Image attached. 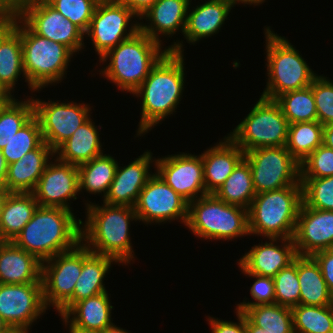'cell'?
I'll list each match as a JSON object with an SVG mask.
<instances>
[{
  "label": "cell",
  "instance_id": "cell-1",
  "mask_svg": "<svg viewBox=\"0 0 333 333\" xmlns=\"http://www.w3.org/2000/svg\"><path fill=\"white\" fill-rule=\"evenodd\" d=\"M183 42L165 47L168 52L151 69L143 83L132 93L142 99L137 136L176 112L184 91L185 67ZM145 133V134H144Z\"/></svg>",
  "mask_w": 333,
  "mask_h": 333
},
{
  "label": "cell",
  "instance_id": "cell-2",
  "mask_svg": "<svg viewBox=\"0 0 333 333\" xmlns=\"http://www.w3.org/2000/svg\"><path fill=\"white\" fill-rule=\"evenodd\" d=\"M86 221L81 220V242L94 254L108 256L123 265L134 261L130 222L138 221L134 207L102 206L87 202Z\"/></svg>",
  "mask_w": 333,
  "mask_h": 333
},
{
  "label": "cell",
  "instance_id": "cell-3",
  "mask_svg": "<svg viewBox=\"0 0 333 333\" xmlns=\"http://www.w3.org/2000/svg\"><path fill=\"white\" fill-rule=\"evenodd\" d=\"M81 219L68 209L38 206L12 241L41 262L73 249L81 242Z\"/></svg>",
  "mask_w": 333,
  "mask_h": 333
},
{
  "label": "cell",
  "instance_id": "cell-4",
  "mask_svg": "<svg viewBox=\"0 0 333 333\" xmlns=\"http://www.w3.org/2000/svg\"><path fill=\"white\" fill-rule=\"evenodd\" d=\"M161 44L154 41L140 30L109 50L100 58L107 62L99 74L112 81L121 91L133 93L146 79L151 69L168 52Z\"/></svg>",
  "mask_w": 333,
  "mask_h": 333
},
{
  "label": "cell",
  "instance_id": "cell-5",
  "mask_svg": "<svg viewBox=\"0 0 333 333\" xmlns=\"http://www.w3.org/2000/svg\"><path fill=\"white\" fill-rule=\"evenodd\" d=\"M15 29L21 35L23 68L29 89L35 92L60 83L74 53L61 43L35 34L17 13Z\"/></svg>",
  "mask_w": 333,
  "mask_h": 333
},
{
  "label": "cell",
  "instance_id": "cell-6",
  "mask_svg": "<svg viewBox=\"0 0 333 333\" xmlns=\"http://www.w3.org/2000/svg\"><path fill=\"white\" fill-rule=\"evenodd\" d=\"M302 204V186L256 194L248 209L249 233L265 238H293Z\"/></svg>",
  "mask_w": 333,
  "mask_h": 333
},
{
  "label": "cell",
  "instance_id": "cell-7",
  "mask_svg": "<svg viewBox=\"0 0 333 333\" xmlns=\"http://www.w3.org/2000/svg\"><path fill=\"white\" fill-rule=\"evenodd\" d=\"M266 38L267 84L262 97L275 100L283 93L311 86L318 76L308 66L299 51L283 36L264 29Z\"/></svg>",
  "mask_w": 333,
  "mask_h": 333
},
{
  "label": "cell",
  "instance_id": "cell-8",
  "mask_svg": "<svg viewBox=\"0 0 333 333\" xmlns=\"http://www.w3.org/2000/svg\"><path fill=\"white\" fill-rule=\"evenodd\" d=\"M191 232L203 240H231L250 235L248 209L206 194L188 203L186 222Z\"/></svg>",
  "mask_w": 333,
  "mask_h": 333
},
{
  "label": "cell",
  "instance_id": "cell-9",
  "mask_svg": "<svg viewBox=\"0 0 333 333\" xmlns=\"http://www.w3.org/2000/svg\"><path fill=\"white\" fill-rule=\"evenodd\" d=\"M289 122L280 105L260 96L251 111L228 136L244 151L286 146Z\"/></svg>",
  "mask_w": 333,
  "mask_h": 333
},
{
  "label": "cell",
  "instance_id": "cell-10",
  "mask_svg": "<svg viewBox=\"0 0 333 333\" xmlns=\"http://www.w3.org/2000/svg\"><path fill=\"white\" fill-rule=\"evenodd\" d=\"M256 194L301 185L300 164L285 146L255 148L245 152Z\"/></svg>",
  "mask_w": 333,
  "mask_h": 333
},
{
  "label": "cell",
  "instance_id": "cell-11",
  "mask_svg": "<svg viewBox=\"0 0 333 333\" xmlns=\"http://www.w3.org/2000/svg\"><path fill=\"white\" fill-rule=\"evenodd\" d=\"M136 17L129 8L117 0L98 2L85 37H90L93 41L99 60L109 50L140 30V23L137 20H133L135 23L129 25L132 18Z\"/></svg>",
  "mask_w": 333,
  "mask_h": 333
},
{
  "label": "cell",
  "instance_id": "cell-12",
  "mask_svg": "<svg viewBox=\"0 0 333 333\" xmlns=\"http://www.w3.org/2000/svg\"><path fill=\"white\" fill-rule=\"evenodd\" d=\"M16 13L35 34L61 43L73 53L84 49L85 33L46 0L27 2Z\"/></svg>",
  "mask_w": 333,
  "mask_h": 333
},
{
  "label": "cell",
  "instance_id": "cell-13",
  "mask_svg": "<svg viewBox=\"0 0 333 333\" xmlns=\"http://www.w3.org/2000/svg\"><path fill=\"white\" fill-rule=\"evenodd\" d=\"M82 270V242L42 262L43 301L59 310L72 296Z\"/></svg>",
  "mask_w": 333,
  "mask_h": 333
},
{
  "label": "cell",
  "instance_id": "cell-14",
  "mask_svg": "<svg viewBox=\"0 0 333 333\" xmlns=\"http://www.w3.org/2000/svg\"><path fill=\"white\" fill-rule=\"evenodd\" d=\"M134 210L139 222L160 225L179 219L186 225L188 202L154 172L141 190Z\"/></svg>",
  "mask_w": 333,
  "mask_h": 333
},
{
  "label": "cell",
  "instance_id": "cell-15",
  "mask_svg": "<svg viewBox=\"0 0 333 333\" xmlns=\"http://www.w3.org/2000/svg\"><path fill=\"white\" fill-rule=\"evenodd\" d=\"M32 100L34 115L39 120L43 140L54 151L91 116V106L85 103L46 102L37 98Z\"/></svg>",
  "mask_w": 333,
  "mask_h": 333
},
{
  "label": "cell",
  "instance_id": "cell-16",
  "mask_svg": "<svg viewBox=\"0 0 333 333\" xmlns=\"http://www.w3.org/2000/svg\"><path fill=\"white\" fill-rule=\"evenodd\" d=\"M46 310L42 283H0V316L11 329L29 333L33 322Z\"/></svg>",
  "mask_w": 333,
  "mask_h": 333
},
{
  "label": "cell",
  "instance_id": "cell-17",
  "mask_svg": "<svg viewBox=\"0 0 333 333\" xmlns=\"http://www.w3.org/2000/svg\"><path fill=\"white\" fill-rule=\"evenodd\" d=\"M154 165L156 173L188 203L207 194L201 154L180 152L155 159Z\"/></svg>",
  "mask_w": 333,
  "mask_h": 333
},
{
  "label": "cell",
  "instance_id": "cell-18",
  "mask_svg": "<svg viewBox=\"0 0 333 333\" xmlns=\"http://www.w3.org/2000/svg\"><path fill=\"white\" fill-rule=\"evenodd\" d=\"M49 162L32 192L38 206L57 207L72 211L70 199H77L79 191L78 166L53 159Z\"/></svg>",
  "mask_w": 333,
  "mask_h": 333
},
{
  "label": "cell",
  "instance_id": "cell-19",
  "mask_svg": "<svg viewBox=\"0 0 333 333\" xmlns=\"http://www.w3.org/2000/svg\"><path fill=\"white\" fill-rule=\"evenodd\" d=\"M293 241L297 255L333 248V211L318 210L301 204Z\"/></svg>",
  "mask_w": 333,
  "mask_h": 333
},
{
  "label": "cell",
  "instance_id": "cell-20",
  "mask_svg": "<svg viewBox=\"0 0 333 333\" xmlns=\"http://www.w3.org/2000/svg\"><path fill=\"white\" fill-rule=\"evenodd\" d=\"M150 151H145L138 158L124 167L117 166L114 179L103 202L109 205L134 207L141 190L153 175L150 166L154 162Z\"/></svg>",
  "mask_w": 333,
  "mask_h": 333
},
{
  "label": "cell",
  "instance_id": "cell-21",
  "mask_svg": "<svg viewBox=\"0 0 333 333\" xmlns=\"http://www.w3.org/2000/svg\"><path fill=\"white\" fill-rule=\"evenodd\" d=\"M278 240L283 245H279ZM269 241L254 245L237 265L248 273L274 277L293 262L297 256L293 238H269Z\"/></svg>",
  "mask_w": 333,
  "mask_h": 333
},
{
  "label": "cell",
  "instance_id": "cell-22",
  "mask_svg": "<svg viewBox=\"0 0 333 333\" xmlns=\"http://www.w3.org/2000/svg\"><path fill=\"white\" fill-rule=\"evenodd\" d=\"M189 5V0H157L138 19L149 21L147 25L140 21V31L159 44H162L159 35L170 37L178 30L184 34Z\"/></svg>",
  "mask_w": 333,
  "mask_h": 333
},
{
  "label": "cell",
  "instance_id": "cell-23",
  "mask_svg": "<svg viewBox=\"0 0 333 333\" xmlns=\"http://www.w3.org/2000/svg\"><path fill=\"white\" fill-rule=\"evenodd\" d=\"M53 157H55L54 150L44 141L18 161L7 165L3 189L6 192L32 193Z\"/></svg>",
  "mask_w": 333,
  "mask_h": 333
},
{
  "label": "cell",
  "instance_id": "cell-24",
  "mask_svg": "<svg viewBox=\"0 0 333 333\" xmlns=\"http://www.w3.org/2000/svg\"><path fill=\"white\" fill-rule=\"evenodd\" d=\"M113 262L116 264L117 261L92 253L82 243L81 274L77 279L73 296L58 310L59 316H63L78 301L108 292L103 281Z\"/></svg>",
  "mask_w": 333,
  "mask_h": 333
},
{
  "label": "cell",
  "instance_id": "cell-25",
  "mask_svg": "<svg viewBox=\"0 0 333 333\" xmlns=\"http://www.w3.org/2000/svg\"><path fill=\"white\" fill-rule=\"evenodd\" d=\"M202 153L207 194H214L244 158L245 152L227 135Z\"/></svg>",
  "mask_w": 333,
  "mask_h": 333
},
{
  "label": "cell",
  "instance_id": "cell-26",
  "mask_svg": "<svg viewBox=\"0 0 333 333\" xmlns=\"http://www.w3.org/2000/svg\"><path fill=\"white\" fill-rule=\"evenodd\" d=\"M42 262L12 241H0V283H42Z\"/></svg>",
  "mask_w": 333,
  "mask_h": 333
},
{
  "label": "cell",
  "instance_id": "cell-27",
  "mask_svg": "<svg viewBox=\"0 0 333 333\" xmlns=\"http://www.w3.org/2000/svg\"><path fill=\"white\" fill-rule=\"evenodd\" d=\"M235 4V0H207L193 7L192 11L189 7L183 34L186 41L195 44L203 38L219 33Z\"/></svg>",
  "mask_w": 333,
  "mask_h": 333
},
{
  "label": "cell",
  "instance_id": "cell-28",
  "mask_svg": "<svg viewBox=\"0 0 333 333\" xmlns=\"http://www.w3.org/2000/svg\"><path fill=\"white\" fill-rule=\"evenodd\" d=\"M91 117L83 123L69 139L63 142L55 151V158L74 165L91 161L103 154L98 127Z\"/></svg>",
  "mask_w": 333,
  "mask_h": 333
},
{
  "label": "cell",
  "instance_id": "cell-29",
  "mask_svg": "<svg viewBox=\"0 0 333 333\" xmlns=\"http://www.w3.org/2000/svg\"><path fill=\"white\" fill-rule=\"evenodd\" d=\"M112 309L109 294L103 292L76 302L63 317L74 327L101 332L113 324Z\"/></svg>",
  "mask_w": 333,
  "mask_h": 333
},
{
  "label": "cell",
  "instance_id": "cell-30",
  "mask_svg": "<svg viewBox=\"0 0 333 333\" xmlns=\"http://www.w3.org/2000/svg\"><path fill=\"white\" fill-rule=\"evenodd\" d=\"M37 208L33 193L7 192L0 215V241H13Z\"/></svg>",
  "mask_w": 333,
  "mask_h": 333
},
{
  "label": "cell",
  "instance_id": "cell-31",
  "mask_svg": "<svg viewBox=\"0 0 333 333\" xmlns=\"http://www.w3.org/2000/svg\"><path fill=\"white\" fill-rule=\"evenodd\" d=\"M297 275L300 283V304L307 306L333 305L321 269L312 256L297 255Z\"/></svg>",
  "mask_w": 333,
  "mask_h": 333
},
{
  "label": "cell",
  "instance_id": "cell-32",
  "mask_svg": "<svg viewBox=\"0 0 333 333\" xmlns=\"http://www.w3.org/2000/svg\"><path fill=\"white\" fill-rule=\"evenodd\" d=\"M118 162L109 154H101L91 161L78 165L79 191L89 194H102L105 199L114 179Z\"/></svg>",
  "mask_w": 333,
  "mask_h": 333
},
{
  "label": "cell",
  "instance_id": "cell-33",
  "mask_svg": "<svg viewBox=\"0 0 333 333\" xmlns=\"http://www.w3.org/2000/svg\"><path fill=\"white\" fill-rule=\"evenodd\" d=\"M214 195L224 202L250 208L256 192L248 161L243 158Z\"/></svg>",
  "mask_w": 333,
  "mask_h": 333
},
{
  "label": "cell",
  "instance_id": "cell-34",
  "mask_svg": "<svg viewBox=\"0 0 333 333\" xmlns=\"http://www.w3.org/2000/svg\"><path fill=\"white\" fill-rule=\"evenodd\" d=\"M22 58L21 35L14 29L0 45V85L12 97L21 74L27 82Z\"/></svg>",
  "mask_w": 333,
  "mask_h": 333
},
{
  "label": "cell",
  "instance_id": "cell-35",
  "mask_svg": "<svg viewBox=\"0 0 333 333\" xmlns=\"http://www.w3.org/2000/svg\"><path fill=\"white\" fill-rule=\"evenodd\" d=\"M323 128L318 121L289 124L285 147L299 164L323 144Z\"/></svg>",
  "mask_w": 333,
  "mask_h": 333
},
{
  "label": "cell",
  "instance_id": "cell-36",
  "mask_svg": "<svg viewBox=\"0 0 333 333\" xmlns=\"http://www.w3.org/2000/svg\"><path fill=\"white\" fill-rule=\"evenodd\" d=\"M243 313L268 333H294L291 308L278 303L247 307Z\"/></svg>",
  "mask_w": 333,
  "mask_h": 333
},
{
  "label": "cell",
  "instance_id": "cell-37",
  "mask_svg": "<svg viewBox=\"0 0 333 333\" xmlns=\"http://www.w3.org/2000/svg\"><path fill=\"white\" fill-rule=\"evenodd\" d=\"M275 101L280 105L289 124L318 121L315 99L310 86L283 93Z\"/></svg>",
  "mask_w": 333,
  "mask_h": 333
},
{
  "label": "cell",
  "instance_id": "cell-38",
  "mask_svg": "<svg viewBox=\"0 0 333 333\" xmlns=\"http://www.w3.org/2000/svg\"><path fill=\"white\" fill-rule=\"evenodd\" d=\"M294 333H333V305L291 308Z\"/></svg>",
  "mask_w": 333,
  "mask_h": 333
},
{
  "label": "cell",
  "instance_id": "cell-39",
  "mask_svg": "<svg viewBox=\"0 0 333 333\" xmlns=\"http://www.w3.org/2000/svg\"><path fill=\"white\" fill-rule=\"evenodd\" d=\"M34 116V103L31 98L24 101L12 97L0 110V150L17 131Z\"/></svg>",
  "mask_w": 333,
  "mask_h": 333
},
{
  "label": "cell",
  "instance_id": "cell-40",
  "mask_svg": "<svg viewBox=\"0 0 333 333\" xmlns=\"http://www.w3.org/2000/svg\"><path fill=\"white\" fill-rule=\"evenodd\" d=\"M44 142L38 118L34 115L23 125L1 150L7 165L18 161L27 152Z\"/></svg>",
  "mask_w": 333,
  "mask_h": 333
},
{
  "label": "cell",
  "instance_id": "cell-41",
  "mask_svg": "<svg viewBox=\"0 0 333 333\" xmlns=\"http://www.w3.org/2000/svg\"><path fill=\"white\" fill-rule=\"evenodd\" d=\"M300 182L304 206L333 211V175L325 178H300Z\"/></svg>",
  "mask_w": 333,
  "mask_h": 333
},
{
  "label": "cell",
  "instance_id": "cell-42",
  "mask_svg": "<svg viewBox=\"0 0 333 333\" xmlns=\"http://www.w3.org/2000/svg\"><path fill=\"white\" fill-rule=\"evenodd\" d=\"M275 303L293 308L300 304V283L297 275V256L274 277Z\"/></svg>",
  "mask_w": 333,
  "mask_h": 333
},
{
  "label": "cell",
  "instance_id": "cell-43",
  "mask_svg": "<svg viewBox=\"0 0 333 333\" xmlns=\"http://www.w3.org/2000/svg\"><path fill=\"white\" fill-rule=\"evenodd\" d=\"M65 18L87 32L96 6L100 0H46Z\"/></svg>",
  "mask_w": 333,
  "mask_h": 333
},
{
  "label": "cell",
  "instance_id": "cell-44",
  "mask_svg": "<svg viewBox=\"0 0 333 333\" xmlns=\"http://www.w3.org/2000/svg\"><path fill=\"white\" fill-rule=\"evenodd\" d=\"M333 175V149L320 145L300 163V178H325Z\"/></svg>",
  "mask_w": 333,
  "mask_h": 333
},
{
  "label": "cell",
  "instance_id": "cell-45",
  "mask_svg": "<svg viewBox=\"0 0 333 333\" xmlns=\"http://www.w3.org/2000/svg\"><path fill=\"white\" fill-rule=\"evenodd\" d=\"M327 78V79H326ZM318 122L323 126L333 123V81L325 76H317L311 86Z\"/></svg>",
  "mask_w": 333,
  "mask_h": 333
},
{
  "label": "cell",
  "instance_id": "cell-46",
  "mask_svg": "<svg viewBox=\"0 0 333 333\" xmlns=\"http://www.w3.org/2000/svg\"><path fill=\"white\" fill-rule=\"evenodd\" d=\"M239 268L242 270L246 276L254 278L255 281L250 287V294L253 298V301L243 302L237 304L235 310L243 312L247 307H252L260 304H273L275 303V290H274V280L273 277L261 276L257 274H252L246 272L240 265Z\"/></svg>",
  "mask_w": 333,
  "mask_h": 333
},
{
  "label": "cell",
  "instance_id": "cell-47",
  "mask_svg": "<svg viewBox=\"0 0 333 333\" xmlns=\"http://www.w3.org/2000/svg\"><path fill=\"white\" fill-rule=\"evenodd\" d=\"M238 322L223 321L220 319L208 316L207 321L211 326V333H247L246 330V315L243 312L236 310Z\"/></svg>",
  "mask_w": 333,
  "mask_h": 333
},
{
  "label": "cell",
  "instance_id": "cell-48",
  "mask_svg": "<svg viewBox=\"0 0 333 333\" xmlns=\"http://www.w3.org/2000/svg\"><path fill=\"white\" fill-rule=\"evenodd\" d=\"M312 257L321 269L328 290L333 294V248L316 252Z\"/></svg>",
  "mask_w": 333,
  "mask_h": 333
},
{
  "label": "cell",
  "instance_id": "cell-49",
  "mask_svg": "<svg viewBox=\"0 0 333 333\" xmlns=\"http://www.w3.org/2000/svg\"><path fill=\"white\" fill-rule=\"evenodd\" d=\"M16 12L3 11L0 14V45L2 41L15 29Z\"/></svg>",
  "mask_w": 333,
  "mask_h": 333
},
{
  "label": "cell",
  "instance_id": "cell-50",
  "mask_svg": "<svg viewBox=\"0 0 333 333\" xmlns=\"http://www.w3.org/2000/svg\"><path fill=\"white\" fill-rule=\"evenodd\" d=\"M140 18L157 0H117Z\"/></svg>",
  "mask_w": 333,
  "mask_h": 333
},
{
  "label": "cell",
  "instance_id": "cell-51",
  "mask_svg": "<svg viewBox=\"0 0 333 333\" xmlns=\"http://www.w3.org/2000/svg\"><path fill=\"white\" fill-rule=\"evenodd\" d=\"M34 0H0V10L16 12L23 4Z\"/></svg>",
  "mask_w": 333,
  "mask_h": 333
},
{
  "label": "cell",
  "instance_id": "cell-52",
  "mask_svg": "<svg viewBox=\"0 0 333 333\" xmlns=\"http://www.w3.org/2000/svg\"><path fill=\"white\" fill-rule=\"evenodd\" d=\"M323 144L333 149V123L325 125L323 128Z\"/></svg>",
  "mask_w": 333,
  "mask_h": 333
},
{
  "label": "cell",
  "instance_id": "cell-53",
  "mask_svg": "<svg viewBox=\"0 0 333 333\" xmlns=\"http://www.w3.org/2000/svg\"><path fill=\"white\" fill-rule=\"evenodd\" d=\"M7 174V164L5 162L4 156L2 155V151L0 150V188L3 189L5 178Z\"/></svg>",
  "mask_w": 333,
  "mask_h": 333
},
{
  "label": "cell",
  "instance_id": "cell-54",
  "mask_svg": "<svg viewBox=\"0 0 333 333\" xmlns=\"http://www.w3.org/2000/svg\"><path fill=\"white\" fill-rule=\"evenodd\" d=\"M246 330L247 333H268L259 326H256L247 316H246Z\"/></svg>",
  "mask_w": 333,
  "mask_h": 333
},
{
  "label": "cell",
  "instance_id": "cell-55",
  "mask_svg": "<svg viewBox=\"0 0 333 333\" xmlns=\"http://www.w3.org/2000/svg\"><path fill=\"white\" fill-rule=\"evenodd\" d=\"M60 317H61L63 323H65L66 327L69 325L68 328H69L70 333H100L98 331L84 330V329L74 327L63 316H60Z\"/></svg>",
  "mask_w": 333,
  "mask_h": 333
},
{
  "label": "cell",
  "instance_id": "cell-56",
  "mask_svg": "<svg viewBox=\"0 0 333 333\" xmlns=\"http://www.w3.org/2000/svg\"><path fill=\"white\" fill-rule=\"evenodd\" d=\"M100 333H130L123 328L117 327L114 323L111 326L106 327Z\"/></svg>",
  "mask_w": 333,
  "mask_h": 333
},
{
  "label": "cell",
  "instance_id": "cell-57",
  "mask_svg": "<svg viewBox=\"0 0 333 333\" xmlns=\"http://www.w3.org/2000/svg\"><path fill=\"white\" fill-rule=\"evenodd\" d=\"M235 2H236V4L238 3H242V4H249V5H255V6H257V5H260V4H262V3H264L265 2V0H235Z\"/></svg>",
  "mask_w": 333,
  "mask_h": 333
},
{
  "label": "cell",
  "instance_id": "cell-58",
  "mask_svg": "<svg viewBox=\"0 0 333 333\" xmlns=\"http://www.w3.org/2000/svg\"><path fill=\"white\" fill-rule=\"evenodd\" d=\"M11 330L9 325L5 322V320L0 316V333H7Z\"/></svg>",
  "mask_w": 333,
  "mask_h": 333
},
{
  "label": "cell",
  "instance_id": "cell-59",
  "mask_svg": "<svg viewBox=\"0 0 333 333\" xmlns=\"http://www.w3.org/2000/svg\"><path fill=\"white\" fill-rule=\"evenodd\" d=\"M12 98L9 94H0V110L6 105V103Z\"/></svg>",
  "mask_w": 333,
  "mask_h": 333
},
{
  "label": "cell",
  "instance_id": "cell-60",
  "mask_svg": "<svg viewBox=\"0 0 333 333\" xmlns=\"http://www.w3.org/2000/svg\"><path fill=\"white\" fill-rule=\"evenodd\" d=\"M6 194H7V192L4 189L0 188V215H1L2 206H3Z\"/></svg>",
  "mask_w": 333,
  "mask_h": 333
},
{
  "label": "cell",
  "instance_id": "cell-61",
  "mask_svg": "<svg viewBox=\"0 0 333 333\" xmlns=\"http://www.w3.org/2000/svg\"><path fill=\"white\" fill-rule=\"evenodd\" d=\"M7 333H26L24 331H21V330H17V329H11L9 332Z\"/></svg>",
  "mask_w": 333,
  "mask_h": 333
},
{
  "label": "cell",
  "instance_id": "cell-62",
  "mask_svg": "<svg viewBox=\"0 0 333 333\" xmlns=\"http://www.w3.org/2000/svg\"><path fill=\"white\" fill-rule=\"evenodd\" d=\"M0 94H8L0 85Z\"/></svg>",
  "mask_w": 333,
  "mask_h": 333
}]
</instances>
